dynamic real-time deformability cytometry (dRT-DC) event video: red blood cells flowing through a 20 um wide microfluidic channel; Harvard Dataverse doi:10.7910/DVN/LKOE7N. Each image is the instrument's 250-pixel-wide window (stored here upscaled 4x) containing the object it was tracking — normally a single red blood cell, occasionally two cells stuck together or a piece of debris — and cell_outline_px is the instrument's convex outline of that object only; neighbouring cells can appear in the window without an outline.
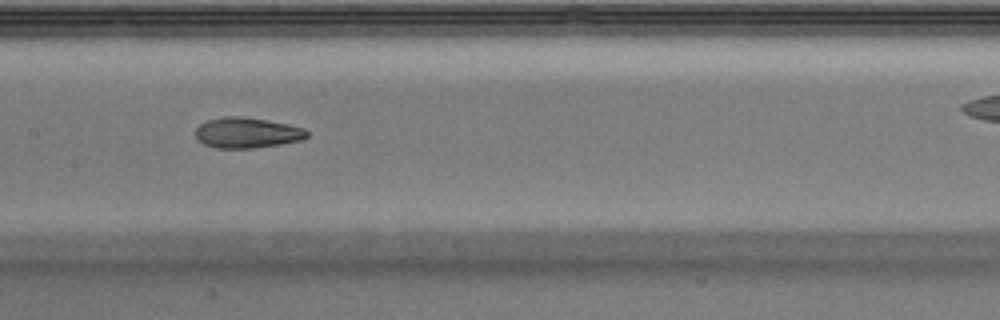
{"species": "Egyptian fruit bat (a non-hibernating species)", "species_latin": "Rousettus aegyptiacus", "temperature_condition": "warm", "stored_images_in_passage": 33, "camera_frame_rate_fps": 3000, "um_per_image_px": 0.085, "animal": {"sex": "male"}, "frame": {"image": 1, "passage_image": 19, "time_ms": 6.0, "image_size_px": [1000, 320], "cell_outline_px": [[308, 136], [300, 140], [280, 144], [252, 148], [216, 148], [204, 144], [196, 136], [196, 128], [200, 124], [208, 120], [228, 116], [236, 116], [264, 120], [288, 124], [304, 128], [308, 132]], "centroid_in_image_um": [21.0, 11.29], "position_along_channel_um": 186.4, "area_um2": 19.48}}
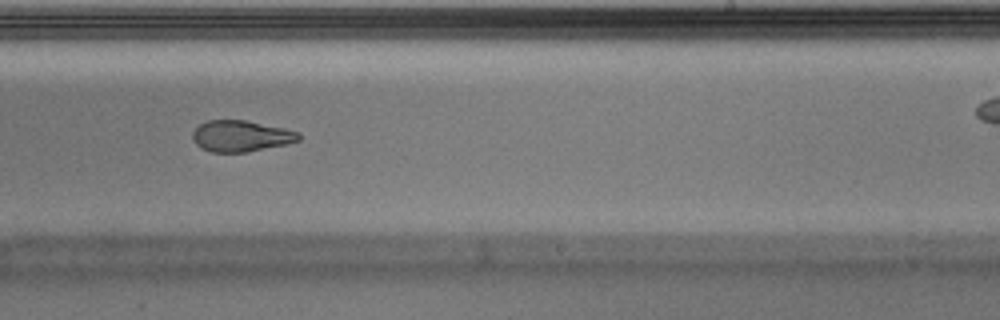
{"frame": {"image": 2, "passage_image": 24, "time_ms": 7.667, "image_size_px": [1000, 320], "cell_outline_px": [[300, 140], [284, 144], [244, 152], [212, 152], [200, 148], [192, 140], [192, 132], [200, 124], [208, 120], [244, 120], [284, 128], [300, 132]], "centroid_in_image_um": [20.44, 11.56], "position_along_channel_um": 268.6, "area_um2": 19.13}}